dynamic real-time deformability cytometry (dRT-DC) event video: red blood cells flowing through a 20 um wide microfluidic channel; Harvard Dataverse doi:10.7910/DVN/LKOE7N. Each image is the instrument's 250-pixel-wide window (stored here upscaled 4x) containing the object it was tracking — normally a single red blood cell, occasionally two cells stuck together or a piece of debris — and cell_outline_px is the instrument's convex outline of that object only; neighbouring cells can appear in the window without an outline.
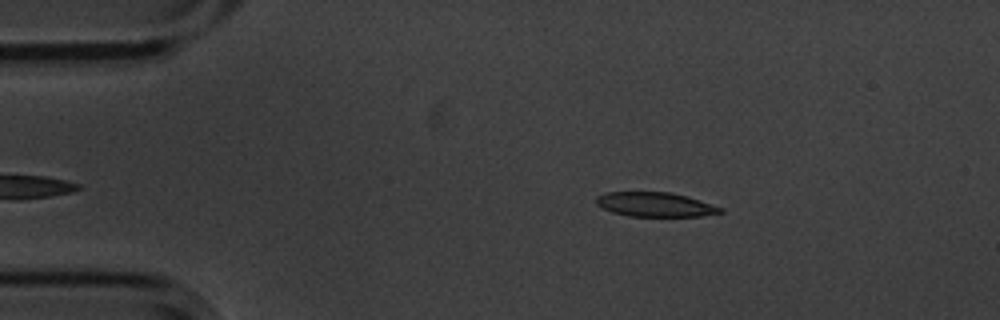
{"species": "common noctule bat (a hibernating species)", "species_latin": "Nyctalus noctula", "temperature_condition": "cold", "stored_images_in_passage": 42, "camera_frame_rate_fps": 3000, "um_per_image_px": 0.085, "animal": {"sex": "male", "body_mass_g": 20.1, "forearm_length_mm": 53.5}, "frame": {"image": 1, "passage_image": 4, "time_ms": 1.0, "image_size_px": [1000, 320], "cell_outline_px": [[724, 212], [700, 216], [628, 216], [612, 212], [596, 204], [596, 196], [608, 192], [668, 192], [688, 196], [724, 208]], "centroid_in_image_um": [55.71, 17.38], "position_along_channel_um": 29.3, "area_um2": 17.63}}
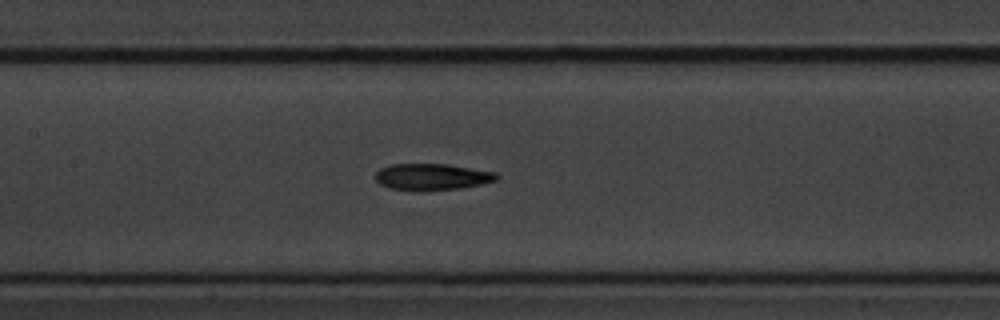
{"frame": {"image": 2, "passage_image": 20, "time_ms": 6.333, "image_size_px": [1000, 320], "cell_outline_px": [[500, 176], [496, 180], [480, 184], [460, 188], [424, 192], [416, 192], [388, 188], [380, 184], [376, 180], [376, 172], [380, 168], [392, 164], [448, 164], [496, 172]], "centroid_in_image_um": [36.7, 15.05], "position_along_channel_um": 170.7, "area_um2": 19.07}}
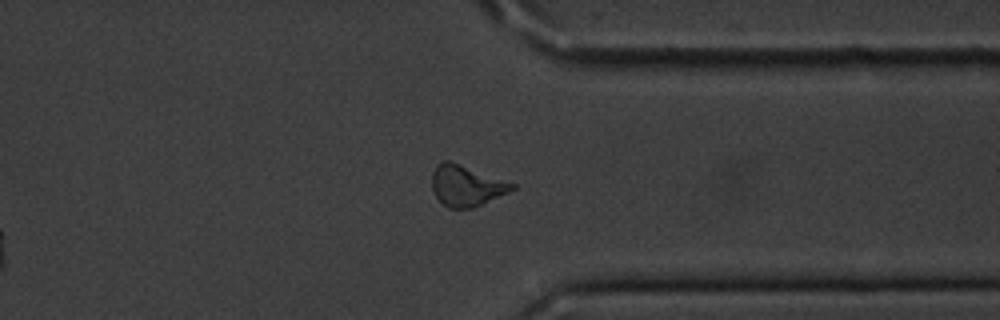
{"frame": {"image": 3, "passage_image": 37, "time_ms": 12.0, "image_size_px": [1000, 320], "cell_outline_px": [[516, 188], [508, 192], [472, 208], [448, 208], [432, 192], [432, 172], [436, 164], [444, 160], [448, 160], [516, 184]], "centroid_in_image_um": [39.6, 15.77], "position_along_channel_um": 371.8, "area_um2": 18.84}, "authors_computed_cell_mechanics": {"area_um2": 18.7272, "velocity_mm_per_s": 3.5895, "shape_relaxation_time_tau1_ms": 7.2856, "shape_relaxation_time_tau2_ms": 7.8589, "deformation_change_tau1": 0.1811, "deformation_change_tau2": 0.1848}}